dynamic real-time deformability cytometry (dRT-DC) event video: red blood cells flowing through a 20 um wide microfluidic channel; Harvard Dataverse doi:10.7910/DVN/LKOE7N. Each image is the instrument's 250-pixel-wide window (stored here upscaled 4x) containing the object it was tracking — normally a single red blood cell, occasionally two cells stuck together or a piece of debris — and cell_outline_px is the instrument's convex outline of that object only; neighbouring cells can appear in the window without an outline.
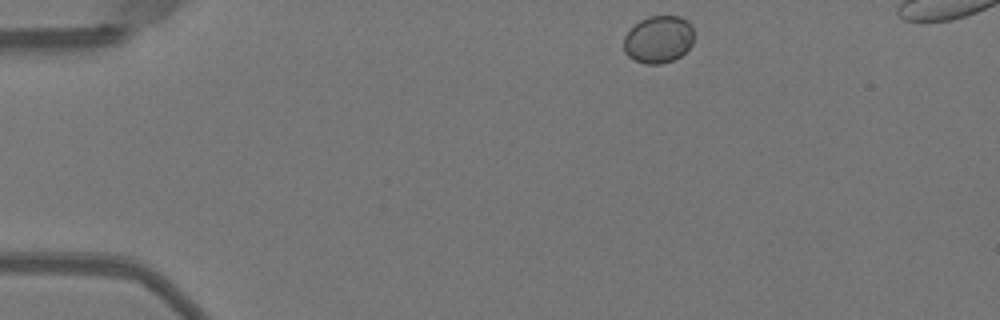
{"species": "Egyptian fruit bat (a non-hibernating species)", "species_latin": "Rousettus aegyptiacus", "temperature_condition": "warm", "stored_images_in_passage": 42, "camera_frame_rate_fps": 3000, "um_per_image_px": 0.085, "animal": {"sex": "female"}, "frame": {"image": 1, "passage_image": 1, "time_ms": 0.0, "image_size_px": [1000, 320], "cell_outline_px": [[692, 44], [680, 56], [672, 60], [660, 64], [644, 64], [628, 56], [624, 52], [624, 36], [640, 20], [648, 16], [680, 16], [692, 24]], "centroid_in_image_um": [55.96, 3.34], "position_along_channel_um": 29.0, "area_um2": 19.25}}
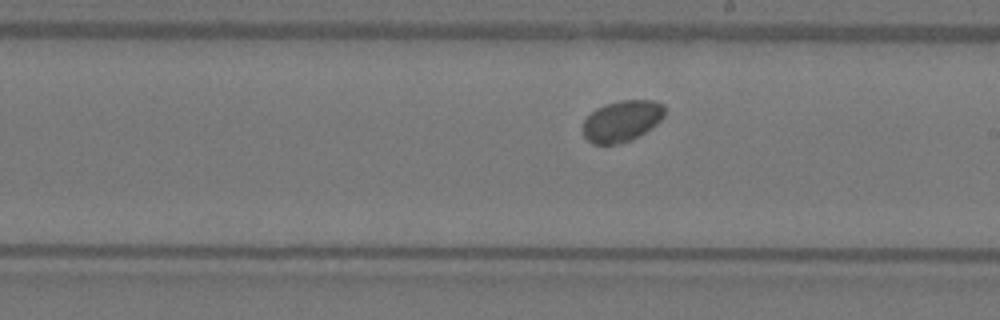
{"frame": {"image": 2, "passage_image": 22, "time_ms": 7.0, "image_size_px": [1000, 320], "cell_outline_px": [[664, 116], [656, 124], [640, 136], [632, 140], [620, 144], [592, 144], [584, 136], [580, 128], [584, 120], [596, 108], [604, 104], [620, 100], [652, 100], [664, 104]], "centroid_in_image_um": [52.83, 10.29], "position_along_channel_um": 236.2, "area_um2": 19.94}}
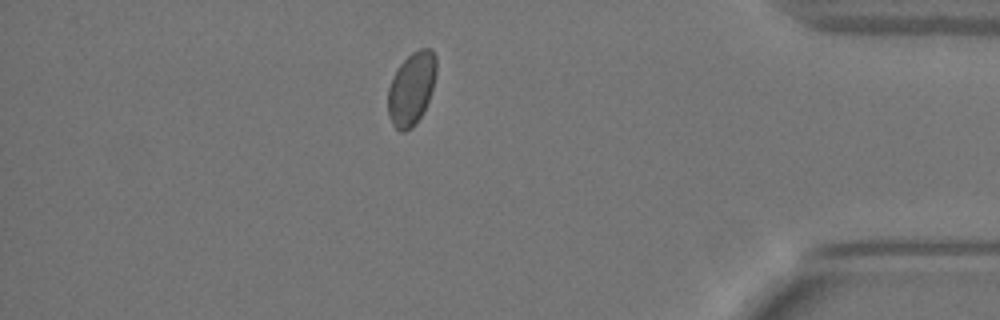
{"frame": {"image": 3, "passage_image": 37, "time_ms": 12.0, "image_size_px": [1000, 320], "cell_outline_px": [[436, 76], [424, 112], [416, 124], [412, 128], [404, 132], [400, 132], [392, 124], [388, 116], [388, 88], [392, 76], [396, 68], [412, 52], [420, 48], [432, 48], [436, 56]], "centroid_in_image_um": [34.97, 7.53], "position_along_channel_um": 400.2, "area_um2": 20.87}}